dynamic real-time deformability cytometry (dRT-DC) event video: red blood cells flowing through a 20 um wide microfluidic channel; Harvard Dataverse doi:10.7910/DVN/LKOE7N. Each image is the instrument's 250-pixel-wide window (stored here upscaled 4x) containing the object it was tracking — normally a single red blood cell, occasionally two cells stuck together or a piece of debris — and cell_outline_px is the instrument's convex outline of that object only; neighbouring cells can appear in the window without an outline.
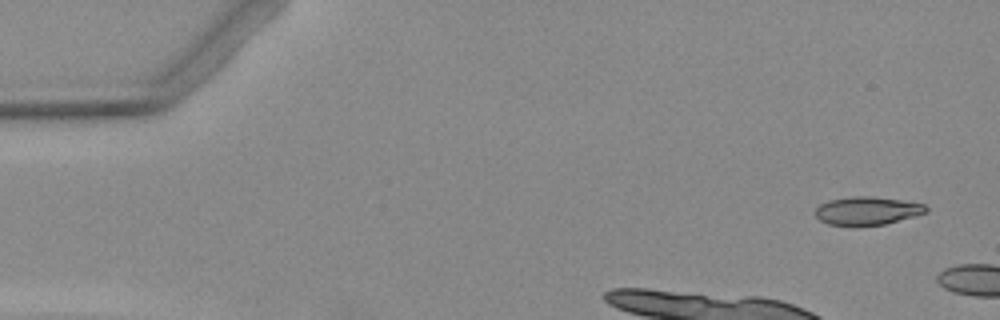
{"species": "Egyptian fruit bat (a non-hibernating species)", "species_latin": "Rousettus aegyptiacus", "temperature_condition": "warm", "stored_images_in_passage": 7, "camera_frame_rate_fps": 3000, "um_per_image_px": 0.085, "animal": {"sex": "female"}, "frame": {"image": 1, "passage_image": 1, "time_ms": 0.0, "image_size_px": [1000, 320], "cell_outline_px": [[928, 212], [884, 224], [856, 228], [828, 224], [820, 220], [816, 216], [816, 208], [820, 204], [828, 200], [852, 196], [868, 196], [900, 200], [924, 204], [928, 208]], "centroid_in_image_um": [73.67, 17.94], "position_along_channel_um": 11.3, "area_um2": 18.5}}
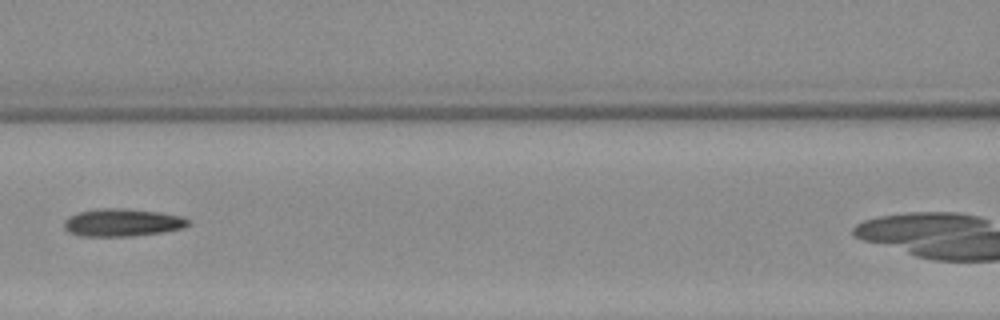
{"frame": {"image": 2, "passage_image": 6, "time_ms": 7.0, "image_size_px": [1000, 320], "cell_outline_px": [[188, 224], [184, 228], [160, 232], [128, 236], [80, 236], [68, 232], [64, 228], [64, 220], [68, 216], [80, 212], [96, 208], [124, 208], [160, 212], [180, 216], [188, 220]], "centroid_in_image_um": [10.34, 18.91], "position_along_channel_um": 156.3, "area_um2": 19.94}}
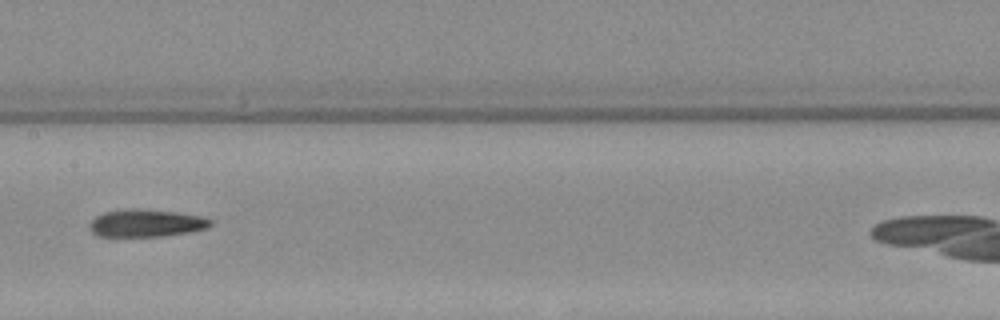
{"frame": {"image": 3, "passage_image": 7, "time_ms": 8.0, "image_size_px": [1000, 320], "cell_outline_px": [[212, 224], [208, 228], [188, 232], [160, 236], [100, 236], [92, 232], [92, 220], [96, 216], [104, 212], [128, 208], [136, 208], [176, 212], [200, 216], [212, 220]], "centroid_in_image_um": [12.45, 18.95], "position_along_channel_um": 194.9, "area_um2": 19.13}}